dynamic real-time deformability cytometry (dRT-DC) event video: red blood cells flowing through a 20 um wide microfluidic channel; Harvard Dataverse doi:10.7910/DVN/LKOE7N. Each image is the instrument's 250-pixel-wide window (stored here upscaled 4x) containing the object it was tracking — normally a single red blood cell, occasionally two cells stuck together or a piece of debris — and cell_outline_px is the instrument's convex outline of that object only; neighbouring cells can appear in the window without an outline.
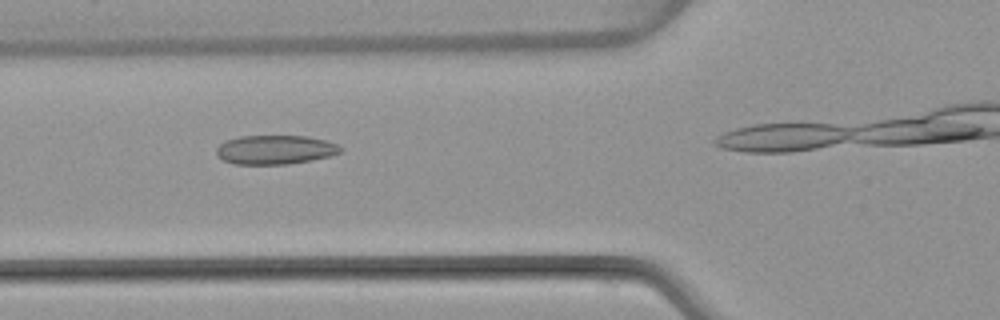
{"species": "common noctule bat (a hibernating species)", "species_latin": "Nyctalus noctula", "temperature_condition": "warm", "stored_images_in_passage": 6, "camera_frame_rate_fps": 3000, "um_per_image_px": 0.085, "animal": {"sex": "female", "body_mass_g": 22.7, "forearm_length_mm": 54.2}, "frame": {"image": 1, "passage_image": 4, "time_ms": 3.667, "image_size_px": [1000, 320], "cell_outline_px": [[344, 148], [340, 152], [328, 156], [312, 160], [288, 164], [236, 164], [224, 160], [216, 152], [216, 148], [224, 140], [240, 136], [308, 136], [340, 144]], "centroid_in_image_um": [23.41, 12.71], "position_along_channel_um": 102.4, "area_um2": 21.04}}